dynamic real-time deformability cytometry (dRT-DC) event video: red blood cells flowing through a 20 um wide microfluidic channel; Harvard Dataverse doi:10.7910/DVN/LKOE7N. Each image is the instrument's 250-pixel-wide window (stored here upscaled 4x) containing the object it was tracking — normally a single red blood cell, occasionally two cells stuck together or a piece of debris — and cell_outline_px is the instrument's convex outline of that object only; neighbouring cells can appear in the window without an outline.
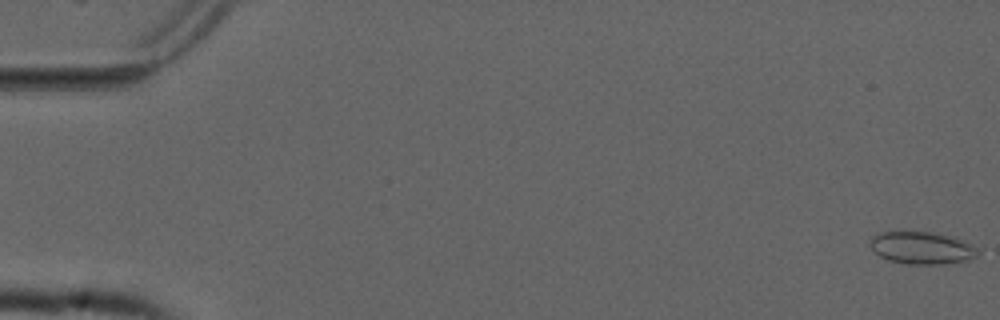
{"species": "common noctule bat (a hibernating species)", "species_latin": "Nyctalus noctula", "temperature_condition": "cold", "stored_images_in_passage": 55, "camera_frame_rate_fps": 3000, "um_per_image_px": 0.085, "animal": {"sex": "male", "forearm_length_mm": 52.5}, "frame": {"image": 1, "passage_image": 1, "time_ms": 0.0, "image_size_px": [1000, 320], "cell_outline_px": [[980, 252], [976, 256], [968, 260], [944, 264], [904, 264], [888, 260], [880, 256], [868, 244], [872, 236], [880, 232], [932, 232], [952, 236], [964, 240], [976, 248]], "centroid_in_image_um": [78.35, 21.07], "position_along_channel_um": 6.6, "area_um2": 20.4}}
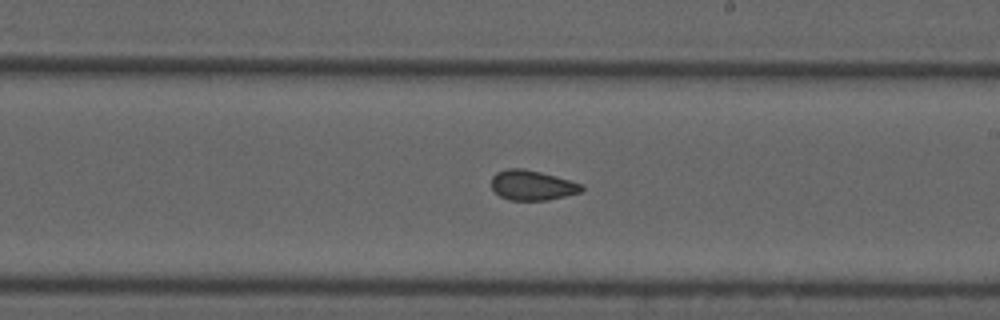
{"frame": {"image": 2, "passage_image": 32, "time_ms": 10.333, "image_size_px": [1000, 320], "cell_outline_px": [[584, 188], [580, 192], [548, 200], [508, 200], [500, 196], [492, 188], [492, 176], [496, 172], [508, 168], [524, 168], [556, 176], [584, 184]], "centroid_in_image_um": [45.23, 15.74], "position_along_channel_um": 243.8, "area_um2": 15.78}}
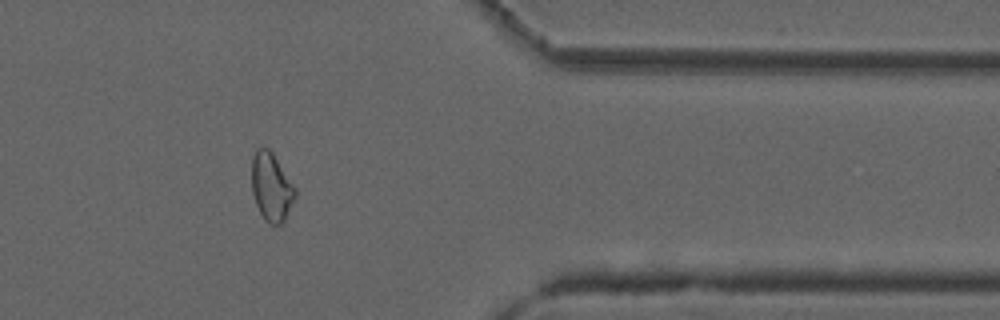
{"frame": {"image": 3, "passage_image": 45, "time_ms": 14.667, "image_size_px": [1000, 320], "cell_outline_px": [[296, 196], [284, 220], [280, 224], [268, 224], [264, 220], [256, 204], [252, 192], [252, 156], [256, 148], [268, 148], [272, 152], [296, 188]], "centroid_in_image_um": [23.06, 15.89], "position_along_channel_um": 388.3, "area_um2": 17.22}, "authors_computed_cell_mechanics": {"area_um2": 17.051, "velocity_mm_per_s": 3.7576, "shape_relaxation_time_tau1_ms": null, "shape_relaxation_time_tau2_ms": 2.1152, "deformation_change_tau1": null, "deformation_change_tau2": 0.05}}